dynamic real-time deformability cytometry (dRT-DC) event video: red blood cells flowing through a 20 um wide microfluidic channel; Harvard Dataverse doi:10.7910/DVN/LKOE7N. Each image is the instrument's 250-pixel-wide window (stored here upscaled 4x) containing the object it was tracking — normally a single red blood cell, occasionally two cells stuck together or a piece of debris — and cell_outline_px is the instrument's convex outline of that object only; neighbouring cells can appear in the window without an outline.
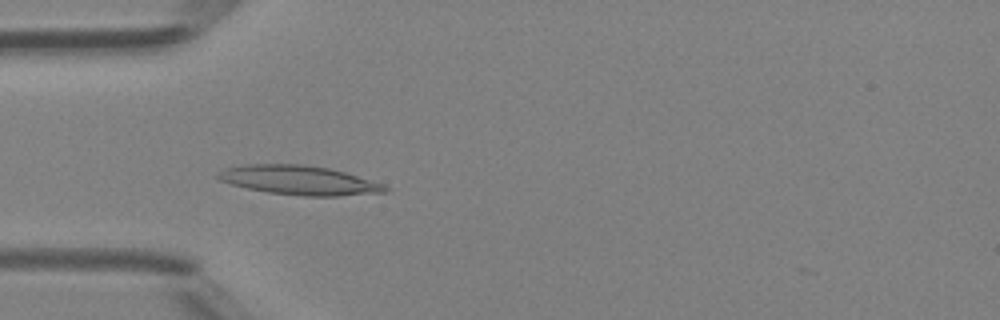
{"species": "Egyptian fruit bat (a non-hibernating species)", "species_latin": "Rousettus aegyptiacus", "temperature_condition": "room temperature", "stored_images_in_passage": 47, "camera_frame_rate_fps": 3000, "um_per_image_px": 0.085, "animal": {"sex": "female"}, "frame": {"image": 1, "passage_image": 14, "time_ms": 4.333, "image_size_px": [1000, 320], "cell_outline_px": [[388, 192], [336, 196], [304, 196], [268, 192], [248, 188], [232, 184], [220, 180], [216, 176], [216, 172], [228, 168], [244, 164], [304, 164], [328, 168], [344, 172], [384, 184], [388, 188]], "centroid_in_image_um": [25.43, 15.32], "position_along_channel_um": 59.6, "area_um2": 28.26}}
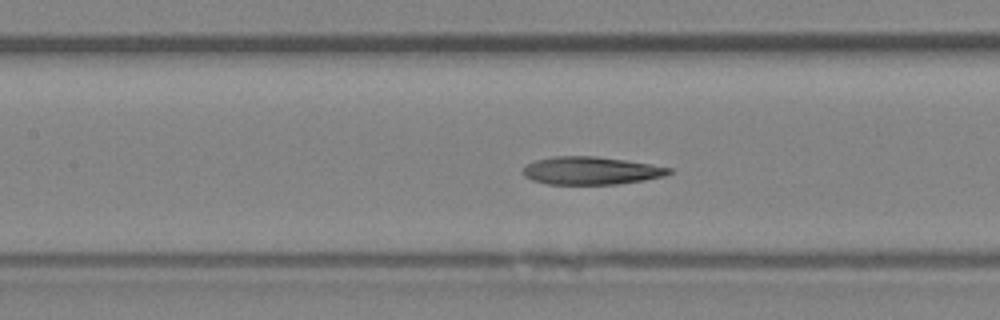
{"frame": {"image": 2, "passage_image": 21, "time_ms": 6.667, "image_size_px": [1000, 320], "cell_outline_px": [[672, 172], [664, 176], [644, 180], [616, 184], [548, 184], [532, 180], [524, 176], [524, 168], [528, 164], [536, 160], [556, 156], [596, 156], [624, 160], [672, 168]], "centroid_in_image_um": [50.24, 14.51], "position_along_channel_um": 157.2, "area_um2": 23.41}}
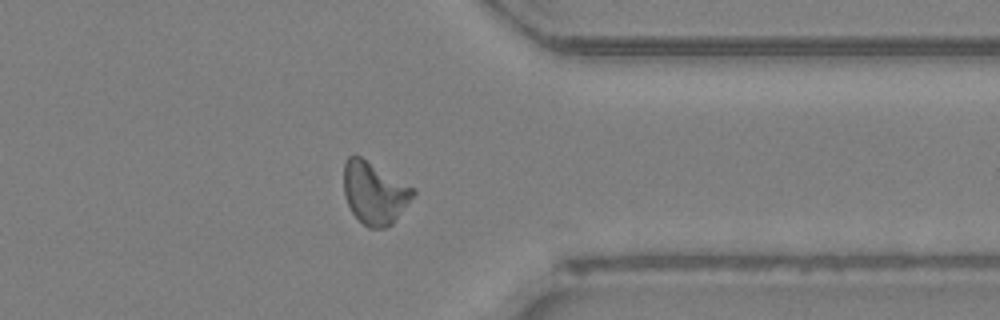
{"frame": {"image": 3, "passage_image": 37, "time_ms": 12.0, "image_size_px": [1000, 320], "cell_outline_px": [[416, 192], [392, 224], [384, 228], [368, 228], [352, 212], [344, 196], [344, 164], [348, 156], [360, 156], [416, 188]], "centroid_in_image_um": [31.83, 16.39], "position_along_channel_um": 379.6, "area_um2": 24.97}, "authors_computed_cell_mechanics": {"area_um2": 24.3338, "velocity_mm_per_s": 4.2944, "shape_relaxation_time_tau1_ms": null, "shape_relaxation_time_tau2_ms": 6.7553, "deformation_change_tau1": null, "deformation_change_tau2": 0.1323}}